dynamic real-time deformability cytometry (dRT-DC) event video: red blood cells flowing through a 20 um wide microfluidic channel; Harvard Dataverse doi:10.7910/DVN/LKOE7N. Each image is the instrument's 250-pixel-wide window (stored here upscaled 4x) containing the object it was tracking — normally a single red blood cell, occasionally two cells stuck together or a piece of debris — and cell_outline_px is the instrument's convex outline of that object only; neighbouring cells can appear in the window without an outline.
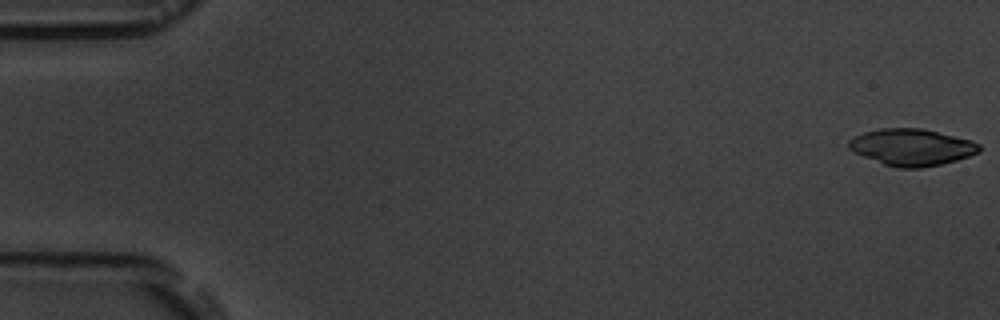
{"species": "common noctule bat (a hibernating species)", "species_latin": "Nyctalus noctula", "temperature_condition": "room temperature", "stored_images_in_passage": 5, "camera_frame_rate_fps": 3000, "um_per_image_px": 0.085, "animal": {"sex": "male", "body_mass_g": 19.5, "forearm_length_mm": 54.6}, "frame": {"image": 1, "passage_image": 1, "time_ms": 0.0, "image_size_px": [1000, 320], "cell_outline_px": [[980, 152], [956, 160], [940, 164], [920, 168], [896, 168], [884, 164], [852, 152], [848, 148], [848, 140], [864, 132], [880, 128], [920, 128], [972, 140], [980, 144]], "centroid_in_image_um": [77.48, 12.51], "position_along_channel_um": 7.5, "area_um2": 27.86}}